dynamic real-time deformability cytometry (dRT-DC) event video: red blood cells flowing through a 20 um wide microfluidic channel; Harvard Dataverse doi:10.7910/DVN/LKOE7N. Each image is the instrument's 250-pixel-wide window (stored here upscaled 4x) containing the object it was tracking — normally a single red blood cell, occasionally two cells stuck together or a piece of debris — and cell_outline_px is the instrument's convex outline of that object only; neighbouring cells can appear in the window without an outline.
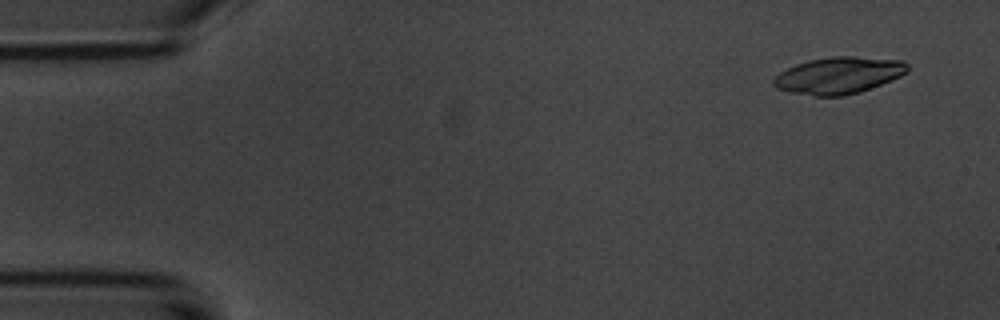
{"species": "common noctule bat (a hibernating species)", "species_latin": "Nyctalus noctula", "temperature_condition": "room temperature", "stored_images_in_passage": 4, "camera_frame_rate_fps": 3000, "um_per_image_px": 0.085, "animal": {"sex": "male", "body_mass_g": 20.1, "forearm_length_mm": 53.5}, "frame": {"image": 1, "passage_image": 1, "time_ms": 0.0, "image_size_px": [1000, 320], "cell_outline_px": [[908, 72], [892, 80], [860, 92], [844, 96], [816, 96], [792, 92], [776, 88], [772, 84], [772, 80], [780, 72], [796, 64], [808, 60], [832, 56], [852, 56], [904, 60], [908, 64]], "centroid_in_image_um": [71.31, 6.4], "position_along_channel_um": 13.7, "area_um2": 28.78}}